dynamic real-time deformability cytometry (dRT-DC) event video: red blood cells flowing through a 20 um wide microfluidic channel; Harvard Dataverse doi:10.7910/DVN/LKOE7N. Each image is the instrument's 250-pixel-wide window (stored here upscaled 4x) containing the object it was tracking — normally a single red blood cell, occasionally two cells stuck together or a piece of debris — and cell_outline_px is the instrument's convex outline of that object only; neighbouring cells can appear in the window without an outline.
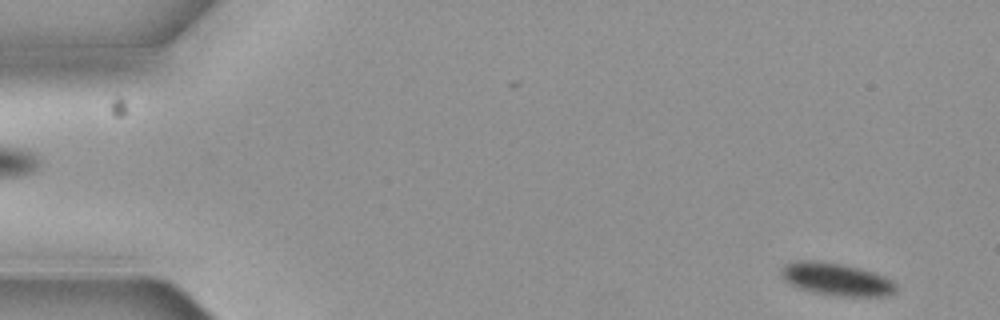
{"species": "common noctule bat (a hibernating species)", "species_latin": "Nyctalus noctula", "temperature_condition": "cold", "stored_images_in_passage": 3, "camera_frame_rate_fps": 3000, "um_per_image_px": 0.085, "animal": {"sex": "female", "body_mass_g": 19.3, "forearm_length_mm": 54.1}, "frame": {"image": 1, "passage_image": 3, "time_ms": 0.667, "image_size_px": [1000, 320], "cell_outline_px": [[896, 292], [888, 296], [836, 296], [812, 292], [788, 284], [784, 280], [780, 272], [780, 268], [784, 264], [796, 260], [820, 260], [860, 268], [884, 276], [892, 280], [896, 284]], "centroid_in_image_um": [71.06, 23.73], "position_along_channel_um": 13.9, "area_um2": 22.08}}